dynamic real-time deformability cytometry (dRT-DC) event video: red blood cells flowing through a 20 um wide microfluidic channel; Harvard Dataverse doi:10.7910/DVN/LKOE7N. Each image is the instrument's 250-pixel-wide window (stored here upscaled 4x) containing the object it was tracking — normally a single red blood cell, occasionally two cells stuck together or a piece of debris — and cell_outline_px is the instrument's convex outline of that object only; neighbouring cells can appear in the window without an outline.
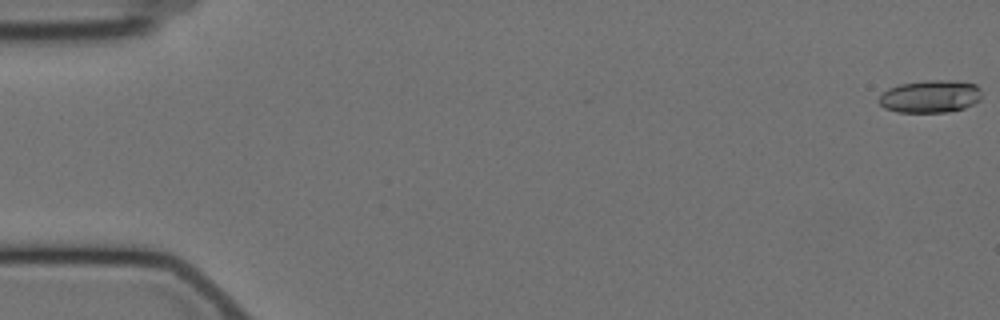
{"species": "Egyptian fruit bat (a non-hibernating species)", "species_latin": "Rousettus aegyptiacus", "temperature_condition": "cold", "stored_images_in_passage": 7, "camera_frame_rate_fps": 3000, "um_per_image_px": 0.085, "animal": {"sex": "female"}, "frame": {"image": 1, "passage_image": 1, "time_ms": 0.0, "image_size_px": [1000, 320], "cell_outline_px": [[980, 100], [964, 108], [948, 112], [896, 112], [884, 108], [876, 100], [888, 88], [900, 84], [928, 80], [948, 80], [976, 84], [980, 88]], "centroid_in_image_um": [79.05, 8.2], "position_along_channel_um": 6.0, "area_um2": 19.54}}